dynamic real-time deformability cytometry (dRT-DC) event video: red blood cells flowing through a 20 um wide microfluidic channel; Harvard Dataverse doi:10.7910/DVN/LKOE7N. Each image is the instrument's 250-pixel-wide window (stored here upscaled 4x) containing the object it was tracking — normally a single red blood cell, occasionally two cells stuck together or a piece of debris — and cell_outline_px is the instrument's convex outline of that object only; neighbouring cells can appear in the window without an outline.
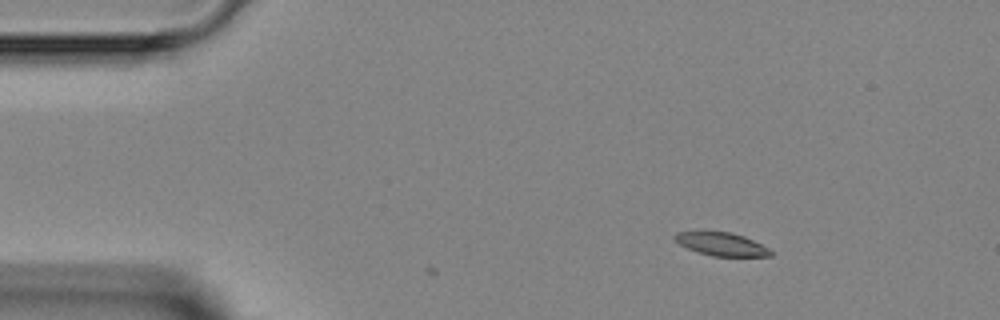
{"species": "Egyptian fruit bat (a non-hibernating species)", "species_latin": "Rousettus aegyptiacus", "temperature_condition": "room temperature", "stored_images_in_passage": 5, "camera_frame_rate_fps": 3000, "um_per_image_px": 0.085, "animal": {"sex": "female"}, "frame": {"image": 1, "passage_image": 3, "time_ms": 2.0, "image_size_px": [1000, 320], "cell_outline_px": [[772, 256], [712, 256], [688, 248], [680, 244], [672, 236], [676, 232], [732, 232], [744, 236], [768, 248], [772, 252]], "centroid_in_image_um": [61.33, 20.75], "position_along_channel_um": 23.7, "area_um2": 12.66}}
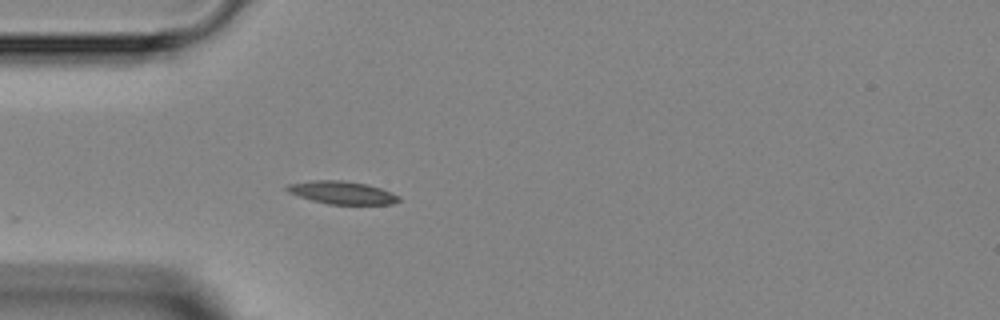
{"frame": {"image": 2, "passage_image": 5, "time_ms": 4.333, "image_size_px": [1000, 320], "cell_outline_px": [[400, 200], [392, 204], [328, 204], [312, 200], [288, 192], [284, 188], [288, 184], [312, 180], [344, 180], [368, 184], [392, 192], [400, 196]], "centroid_in_image_um": [29.09, 16.36], "position_along_channel_um": 55.9, "area_um2": 14.91}}